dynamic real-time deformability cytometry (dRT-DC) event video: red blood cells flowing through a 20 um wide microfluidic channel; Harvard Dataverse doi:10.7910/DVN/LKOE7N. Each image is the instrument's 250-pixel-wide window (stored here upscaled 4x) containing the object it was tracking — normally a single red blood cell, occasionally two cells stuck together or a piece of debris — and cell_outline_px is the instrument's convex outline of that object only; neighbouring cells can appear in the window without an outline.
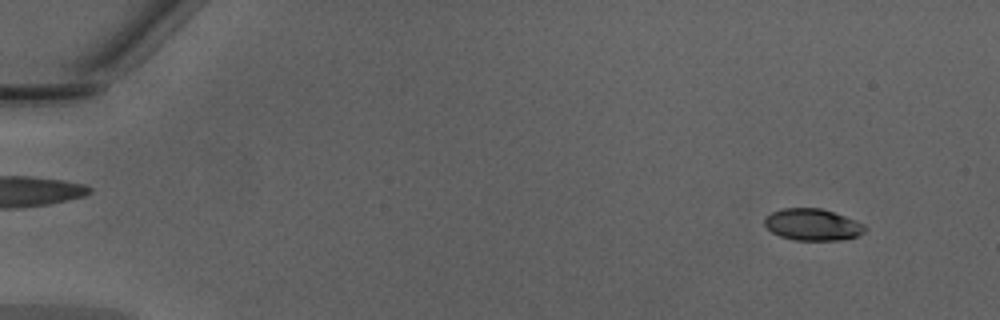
{"species": "Egyptian fruit bat (a non-hibernating species)", "species_latin": "Rousettus aegyptiacus", "temperature_condition": "warm", "stored_images_in_passage": 48, "camera_frame_rate_fps": 3000, "um_per_image_px": 0.085, "animal": {"sex": "male"}, "frame": {"image": 1, "passage_image": 4, "time_ms": 1.0, "image_size_px": [1000, 320], "cell_outline_px": [[868, 228], [864, 232], [856, 236], [840, 240], [796, 240], [780, 236], [772, 232], [764, 224], [764, 216], [780, 208], [820, 208], [856, 220], [864, 224]], "centroid_in_image_um": [69.05, 19.09], "position_along_channel_um": 15.9, "area_um2": 18.55}}
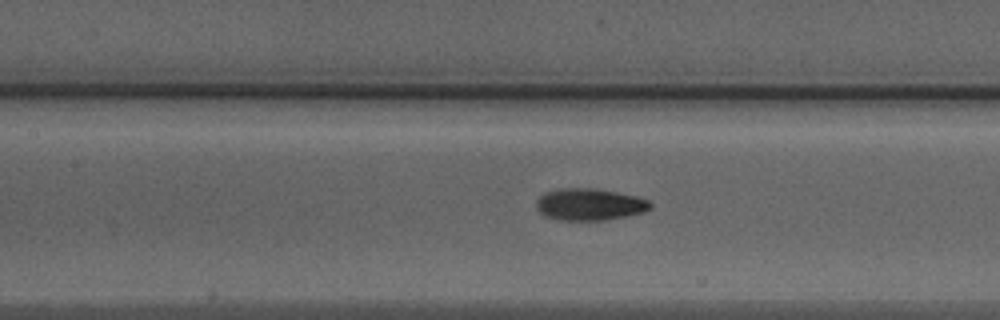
{"frame": {"image": 2, "passage_image": 23, "time_ms": 7.333, "image_size_px": [1000, 320], "cell_outline_px": [[652, 208], [644, 212], [628, 216], [604, 220], [560, 220], [544, 216], [536, 208], [536, 200], [544, 192], [564, 188], [588, 188], [616, 192], [636, 196], [648, 200], [652, 204]], "centroid_in_image_um": [50.11, 17.38], "position_along_channel_um": 157.3, "area_um2": 21.21}}
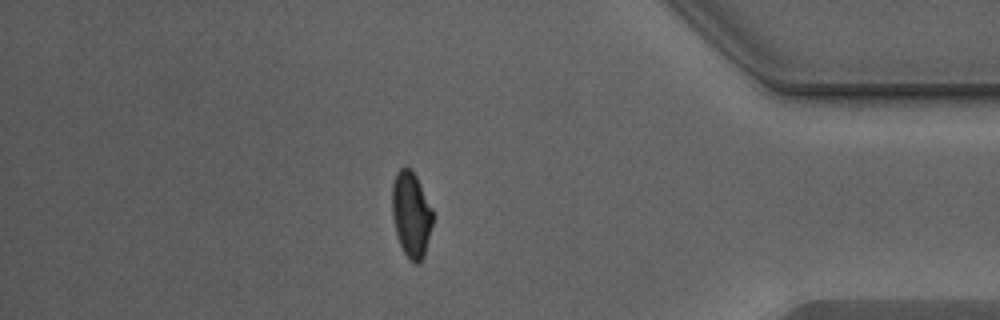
{"frame": {"image": 3, "passage_image": 42, "time_ms": 13.667, "image_size_px": [1000, 320], "cell_outline_px": [[432, 224], [424, 256], [416, 264], [408, 260], [400, 244], [396, 232], [392, 212], [392, 184], [396, 172], [404, 164], [416, 176], [432, 208]], "centroid_in_image_um": [34.94, 18.21], "position_along_channel_um": 400.3, "area_um2": 20.11}, "authors_computed_cell_mechanics": {"area_um2": 20.0566, "velocity_mm_per_s": 4.3187, "shape_relaxation_time_tau1_ms": 3.4584, "shape_relaxation_time_tau2_ms": 1.8782, "deformation_change_tau1": 0.1639, "deformation_change_tau2": 0.0695}}